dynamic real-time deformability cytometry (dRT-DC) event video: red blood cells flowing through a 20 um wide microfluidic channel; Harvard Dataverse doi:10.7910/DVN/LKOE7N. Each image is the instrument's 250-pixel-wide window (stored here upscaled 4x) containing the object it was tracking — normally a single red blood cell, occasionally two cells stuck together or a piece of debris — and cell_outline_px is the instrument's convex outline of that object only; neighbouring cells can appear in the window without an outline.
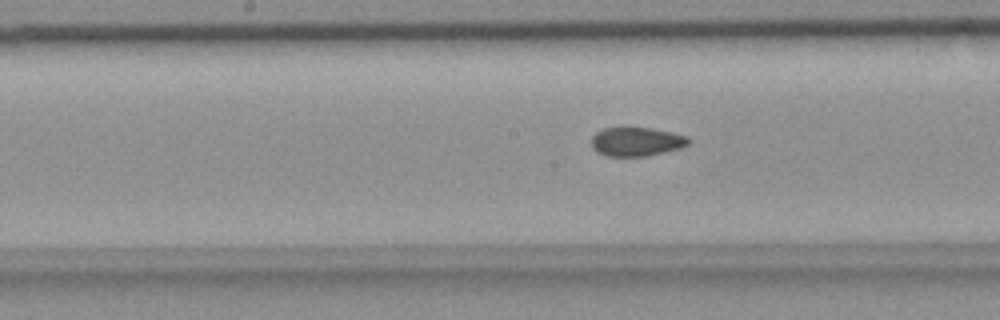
{"species": "common noctule bat (a hibernating species)", "species_latin": "Nyctalus noctula", "temperature_condition": "room temperature", "stored_images_in_passage": 39, "camera_frame_rate_fps": 3000, "um_per_image_px": 0.085, "animal": {"sex": "female", "body_mass_g": 18.4}, "frame": {"image": 1, "passage_image": 19, "time_ms": 6.0, "image_size_px": [1000, 320], "cell_outline_px": [[692, 140], [688, 144], [680, 148], [664, 152], [644, 156], [604, 156], [596, 152], [592, 148], [592, 136], [596, 132], [604, 128], [624, 124], [652, 128], [672, 132], [688, 136]], "centroid_in_image_um": [54.07, 11.99], "position_along_channel_um": 194.1, "area_um2": 17.11}}
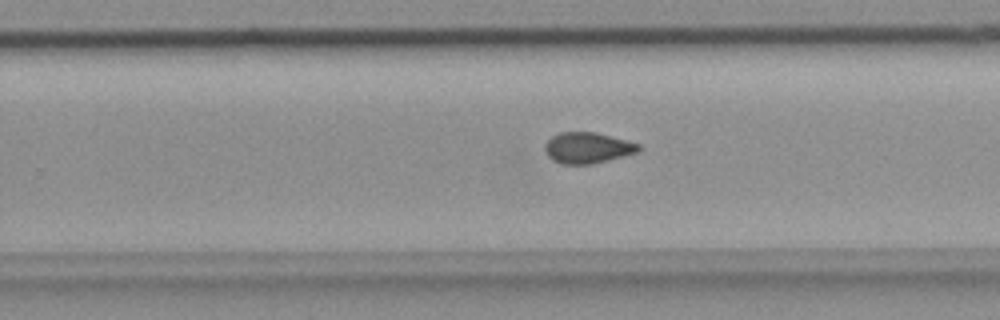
{"frame": {"image": 2, "passage_image": 26, "time_ms": 8.333, "image_size_px": [1000, 320], "cell_outline_px": [[640, 148], [636, 152], [592, 164], [560, 164], [552, 160], [548, 156], [544, 148], [544, 144], [552, 136], [560, 132], [596, 132], [640, 144]], "centroid_in_image_um": [49.89, 12.56], "position_along_channel_um": 279.9, "area_um2": 16.76}}
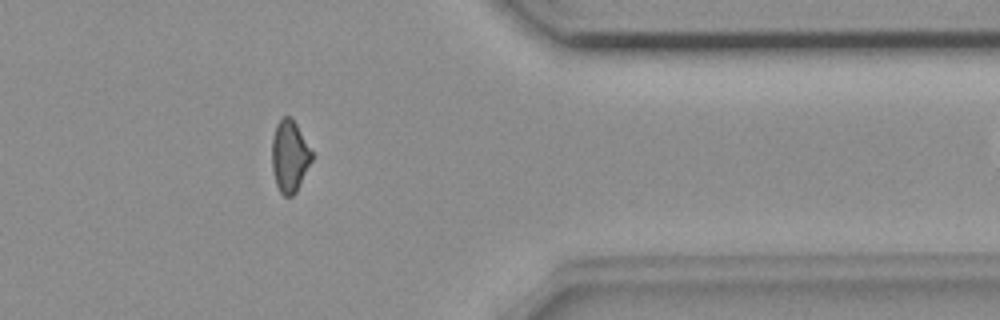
{"frame": {"image": 3, "passage_image": 36, "time_ms": 11.667, "image_size_px": [1000, 320], "cell_outline_px": [[312, 160], [296, 192], [292, 196], [284, 196], [280, 192], [276, 184], [272, 168], [272, 140], [276, 124], [284, 116], [292, 116], [312, 152]], "centroid_in_image_um": [24.61, 13.27], "position_along_channel_um": 386.8, "area_um2": 16.59}}